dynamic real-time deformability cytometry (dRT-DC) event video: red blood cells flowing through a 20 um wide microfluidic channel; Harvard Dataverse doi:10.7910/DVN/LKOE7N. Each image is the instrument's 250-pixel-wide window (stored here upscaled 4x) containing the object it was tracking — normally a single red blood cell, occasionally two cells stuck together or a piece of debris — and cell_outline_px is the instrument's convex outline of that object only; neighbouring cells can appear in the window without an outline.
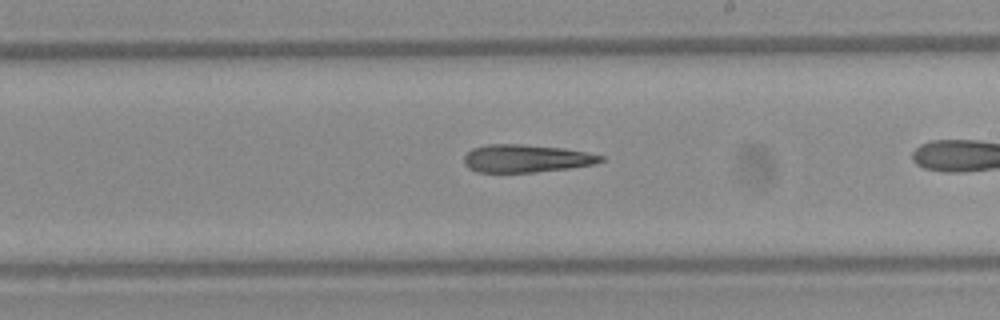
{"species": "Egyptian fruit bat (a non-hibernating species)", "species_latin": "Rousettus aegyptiacus", "temperature_condition": "warm", "stored_images_in_passage": 25, "camera_frame_rate_fps": 3000, "um_per_image_px": 0.085, "frame": {"image": 1, "passage_image": 15, "time_ms": 4.667, "image_size_px": [1000, 320], "cell_outline_px": [[604, 160], [596, 164], [568, 168], [536, 172], [476, 172], [468, 168], [464, 164], [464, 156], [472, 148], [488, 144], [520, 144], [564, 148], [588, 152], [604, 156]], "centroid_in_image_um": [44.73, 13.47], "position_along_channel_um": 244.3, "area_um2": 22.25}}
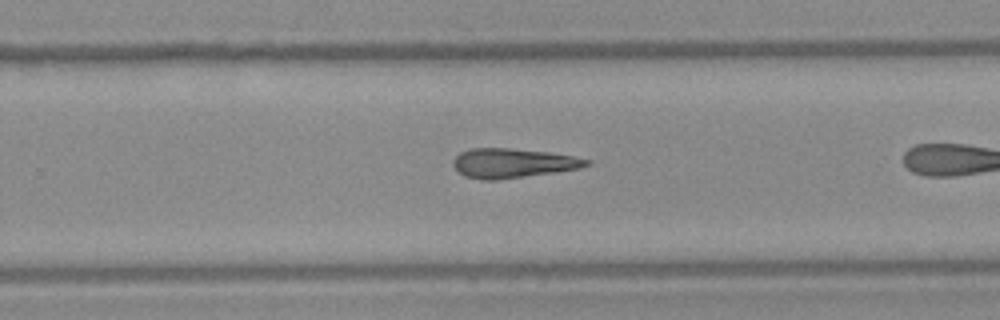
{"frame": {"image": 2, "passage_image": 18, "time_ms": 5.667, "image_size_px": [1000, 320], "cell_outline_px": [[592, 164], [580, 168], [496, 180], [484, 180], [464, 176], [456, 172], [452, 164], [452, 160], [460, 152], [472, 148], [508, 148], [548, 152], [572, 156], [592, 160]], "centroid_in_image_um": [43.54, 13.86], "position_along_channel_um": 286.3, "area_um2": 22.83}}